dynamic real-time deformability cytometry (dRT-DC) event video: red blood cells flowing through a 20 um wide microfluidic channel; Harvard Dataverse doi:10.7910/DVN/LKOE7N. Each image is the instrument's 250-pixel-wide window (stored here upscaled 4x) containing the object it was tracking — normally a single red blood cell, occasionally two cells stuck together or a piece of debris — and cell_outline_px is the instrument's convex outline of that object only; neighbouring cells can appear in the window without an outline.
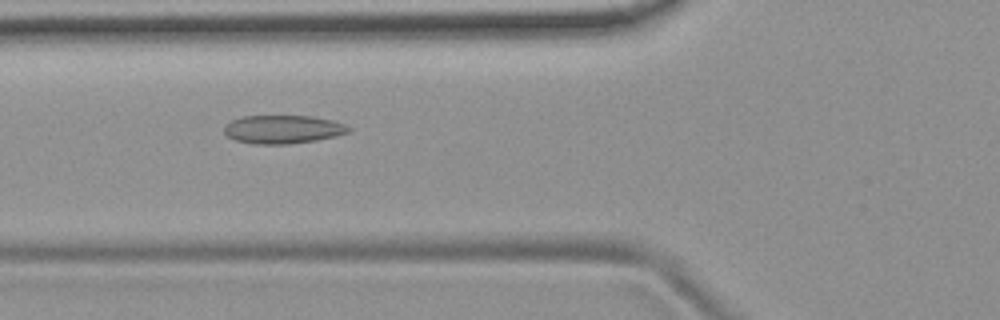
{"species": "common noctule bat (a hibernating species)", "species_latin": "Nyctalus noctula", "temperature_condition": "room temperature", "stored_images_in_passage": 34, "camera_frame_rate_fps": 3000, "um_per_image_px": 0.085, "animal": {"sex": "female", "body_mass_g": 19.9}, "frame": {"image": 1, "passage_image": 9, "time_ms": 2.667, "image_size_px": [1000, 320], "cell_outline_px": [[352, 128], [348, 132], [336, 136], [316, 140], [288, 144], [252, 144], [236, 140], [228, 136], [224, 132], [224, 124], [240, 116], [312, 116], [332, 120], [344, 124]], "centroid_in_image_um": [24.03, 10.99], "position_along_channel_um": 101.8, "area_um2": 20.63}}
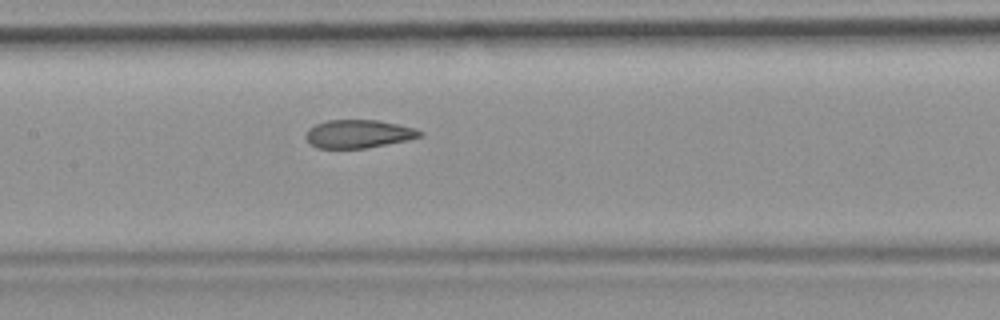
{"frame": {"image": 2, "passage_image": 15, "time_ms": 4.667, "image_size_px": [1000, 320], "cell_outline_px": [[424, 132], [420, 136], [408, 140], [368, 148], [316, 148], [304, 136], [308, 128], [316, 124], [328, 120], [376, 120], [416, 128]], "centroid_in_image_um": [30.46, 11.38], "position_along_channel_um": 176.9, "area_um2": 18.73}}
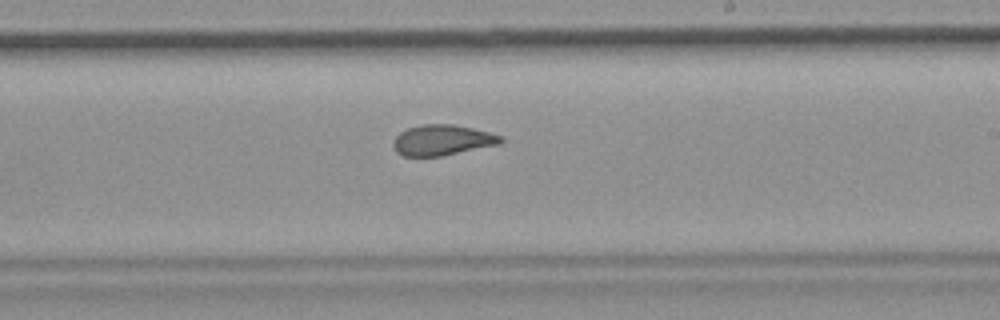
{"frame": {"image": 3, "passage_image": 21, "time_ms": 6.667, "image_size_px": [1000, 320], "cell_outline_px": [[504, 140], [500, 144], [440, 156], [404, 156], [396, 152], [392, 144], [396, 136], [400, 132], [408, 128], [420, 124], [452, 124], [472, 128], [504, 136]], "centroid_in_image_um": [37.59, 11.9], "position_along_channel_um": 251.4, "area_um2": 19.13}, "authors_computed_cell_mechanics": {"area_um2": 19.5653, "velocity_mm_per_s": 3.7519, "shape_relaxation_time_tau1_ms": null, "shape_relaxation_time_tau2_ms": 1.5294, "deformation_change_tau1": null, "deformation_change_tau2": 0.0783}}